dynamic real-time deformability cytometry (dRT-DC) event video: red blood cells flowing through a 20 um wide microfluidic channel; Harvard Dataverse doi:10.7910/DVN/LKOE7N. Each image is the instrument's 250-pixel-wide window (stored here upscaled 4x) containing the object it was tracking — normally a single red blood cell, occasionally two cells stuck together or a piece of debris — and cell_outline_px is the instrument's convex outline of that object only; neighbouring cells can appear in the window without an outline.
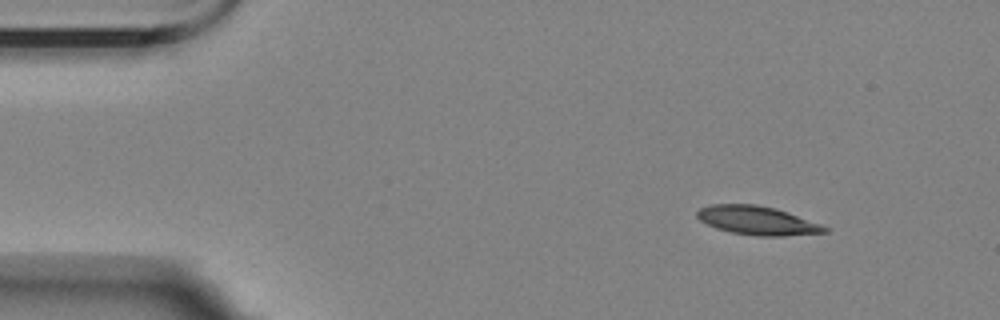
{"species": "Egyptian fruit bat (a non-hibernating species)", "species_latin": "Rousettus aegyptiacus", "temperature_condition": "room temperature", "stored_images_in_passage": 4, "camera_frame_rate_fps": 3000, "um_per_image_px": 0.085, "animal": {"sex": "female"}, "frame": {"image": 1, "passage_image": 1, "time_ms": 0.0, "image_size_px": [1000, 320], "cell_outline_px": [[832, 228], [828, 232], [784, 236], [756, 236], [732, 232], [716, 228], [700, 220], [696, 216], [696, 212], [700, 208], [712, 204], [756, 204], [776, 208], [788, 212]], "centroid_in_image_um": [64.41, 18.74], "position_along_channel_um": 20.6, "area_um2": 21.44}}
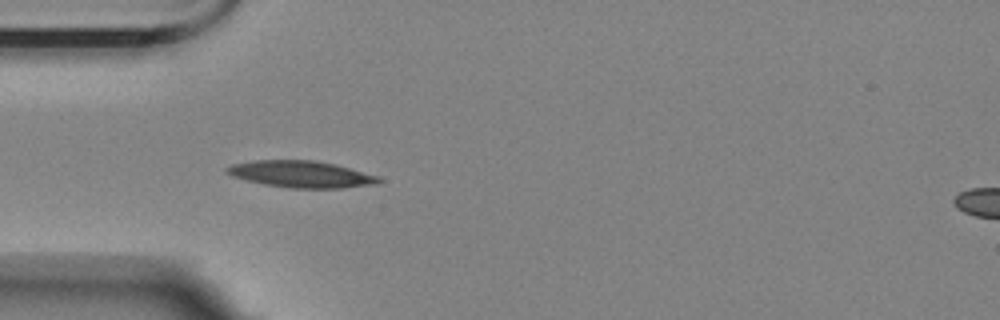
{"frame": {"image": 2, "passage_image": 4, "time_ms": 3.333, "image_size_px": [1000, 320], "cell_outline_px": [[384, 180], [376, 184], [344, 188], [288, 188], [264, 184], [232, 176], [224, 172], [224, 168], [232, 164], [256, 160], [312, 160], [336, 164], [380, 176]], "centroid_in_image_um": [25.63, 14.81], "position_along_channel_um": 59.4, "area_um2": 23.81}}